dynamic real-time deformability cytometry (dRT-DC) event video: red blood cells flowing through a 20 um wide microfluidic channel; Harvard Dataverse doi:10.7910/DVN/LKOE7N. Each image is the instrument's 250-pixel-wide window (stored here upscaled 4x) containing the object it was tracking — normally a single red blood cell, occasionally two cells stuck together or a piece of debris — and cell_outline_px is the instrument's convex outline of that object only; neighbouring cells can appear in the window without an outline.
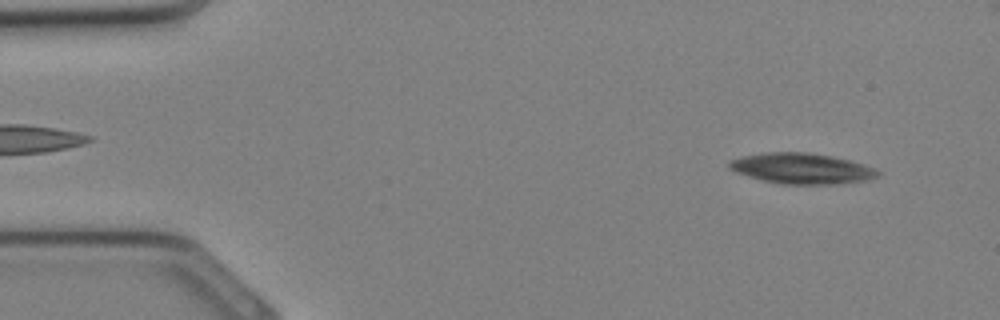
{"species": "Egyptian fruit bat (a non-hibernating species)", "species_latin": "Rousettus aegyptiacus", "temperature_condition": "cold", "stored_images_in_passage": 33, "camera_frame_rate_fps": 3000, "um_per_image_px": 0.085, "animal": {"sex": "female"}, "frame": {"image": 1, "passage_image": 2, "time_ms": 0.333, "image_size_px": [1000, 320], "cell_outline_px": [[880, 176], [868, 180], [836, 184], [780, 184], [748, 176], [736, 172], [728, 168], [728, 160], [740, 156], [764, 152], [808, 152], [832, 156], [864, 164], [876, 168], [880, 172]], "centroid_in_image_um": [68.14, 14.31], "position_along_channel_um": 16.9, "area_um2": 26.76}}
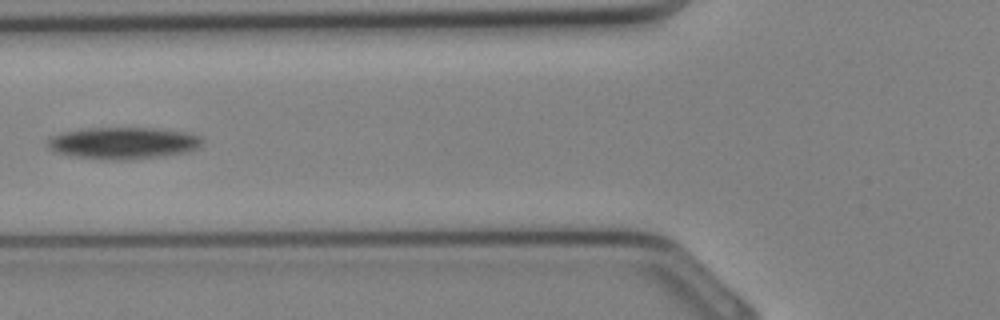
{"frame": {"image": 2, "passage_image": 12, "time_ms": 3.667, "image_size_px": [1000, 320], "cell_outline_px": [[204, 144], [188, 152], [128, 160], [100, 160], [68, 156], [52, 152], [48, 148], [48, 140], [52, 136], [64, 132], [88, 128], [164, 128], [192, 132], [200, 136], [204, 140]], "centroid_in_image_um": [10.5, 12.16], "position_along_channel_um": 115.3, "area_um2": 29.3}}
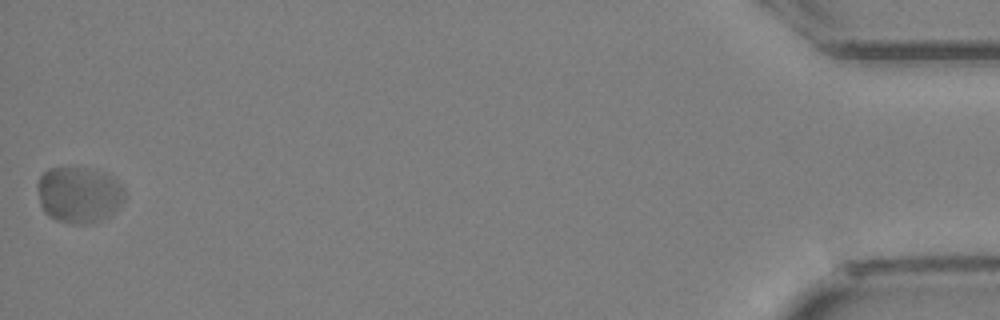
{"frame": {"image": 3, "passage_image": 33, "time_ms": 10.667, "image_size_px": [1000, 320], "cell_outline_px": [[124, 200], [112, 212], [92, 224], [72, 224], [56, 220], [48, 216], [44, 212], [40, 204], [36, 188], [36, 184], [40, 176], [48, 168], [84, 168], [104, 172], [112, 176], [124, 188]], "centroid_in_image_um": [6.67, 16.55], "position_along_channel_um": 428.5, "area_um2": 28.61}}